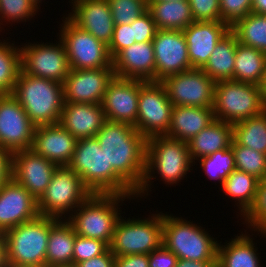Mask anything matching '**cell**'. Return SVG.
Masks as SVG:
<instances>
[{"label":"cell","mask_w":266,"mask_h":267,"mask_svg":"<svg viewBox=\"0 0 266 267\" xmlns=\"http://www.w3.org/2000/svg\"><path fill=\"white\" fill-rule=\"evenodd\" d=\"M12 154L0 145V190L12 178Z\"/></svg>","instance_id":"48"},{"label":"cell","mask_w":266,"mask_h":267,"mask_svg":"<svg viewBox=\"0 0 266 267\" xmlns=\"http://www.w3.org/2000/svg\"><path fill=\"white\" fill-rule=\"evenodd\" d=\"M155 57V82L193 69L183 31L157 30L152 40Z\"/></svg>","instance_id":"16"},{"label":"cell","mask_w":266,"mask_h":267,"mask_svg":"<svg viewBox=\"0 0 266 267\" xmlns=\"http://www.w3.org/2000/svg\"><path fill=\"white\" fill-rule=\"evenodd\" d=\"M217 261H194L186 259H178L176 267H215Z\"/></svg>","instance_id":"51"},{"label":"cell","mask_w":266,"mask_h":267,"mask_svg":"<svg viewBox=\"0 0 266 267\" xmlns=\"http://www.w3.org/2000/svg\"><path fill=\"white\" fill-rule=\"evenodd\" d=\"M260 180L246 172L235 169L225 180L221 190L234 200L241 219L255 203Z\"/></svg>","instance_id":"31"},{"label":"cell","mask_w":266,"mask_h":267,"mask_svg":"<svg viewBox=\"0 0 266 267\" xmlns=\"http://www.w3.org/2000/svg\"><path fill=\"white\" fill-rule=\"evenodd\" d=\"M115 267H149V254L116 256Z\"/></svg>","instance_id":"50"},{"label":"cell","mask_w":266,"mask_h":267,"mask_svg":"<svg viewBox=\"0 0 266 267\" xmlns=\"http://www.w3.org/2000/svg\"><path fill=\"white\" fill-rule=\"evenodd\" d=\"M231 31L239 43L266 53V15L251 12L232 26Z\"/></svg>","instance_id":"36"},{"label":"cell","mask_w":266,"mask_h":267,"mask_svg":"<svg viewBox=\"0 0 266 267\" xmlns=\"http://www.w3.org/2000/svg\"><path fill=\"white\" fill-rule=\"evenodd\" d=\"M57 39L56 44L42 41L21 43V71L64 84L71 68L64 43L60 38Z\"/></svg>","instance_id":"12"},{"label":"cell","mask_w":266,"mask_h":267,"mask_svg":"<svg viewBox=\"0 0 266 267\" xmlns=\"http://www.w3.org/2000/svg\"><path fill=\"white\" fill-rule=\"evenodd\" d=\"M7 253H6V243L4 237L0 235V267H7Z\"/></svg>","instance_id":"52"},{"label":"cell","mask_w":266,"mask_h":267,"mask_svg":"<svg viewBox=\"0 0 266 267\" xmlns=\"http://www.w3.org/2000/svg\"><path fill=\"white\" fill-rule=\"evenodd\" d=\"M96 138L112 167L135 191L144 180L147 139L126 123L107 120Z\"/></svg>","instance_id":"1"},{"label":"cell","mask_w":266,"mask_h":267,"mask_svg":"<svg viewBox=\"0 0 266 267\" xmlns=\"http://www.w3.org/2000/svg\"><path fill=\"white\" fill-rule=\"evenodd\" d=\"M50 233V217L39 215L7 230V263L19 266L46 267V249Z\"/></svg>","instance_id":"7"},{"label":"cell","mask_w":266,"mask_h":267,"mask_svg":"<svg viewBox=\"0 0 266 267\" xmlns=\"http://www.w3.org/2000/svg\"><path fill=\"white\" fill-rule=\"evenodd\" d=\"M57 165L32 149L13 152L12 178L38 200L47 186Z\"/></svg>","instance_id":"19"},{"label":"cell","mask_w":266,"mask_h":267,"mask_svg":"<svg viewBox=\"0 0 266 267\" xmlns=\"http://www.w3.org/2000/svg\"><path fill=\"white\" fill-rule=\"evenodd\" d=\"M39 9L31 0H0V32L4 30L1 25L4 26L5 23H11L12 26L13 23L20 24L27 20L29 22L37 15Z\"/></svg>","instance_id":"39"},{"label":"cell","mask_w":266,"mask_h":267,"mask_svg":"<svg viewBox=\"0 0 266 267\" xmlns=\"http://www.w3.org/2000/svg\"><path fill=\"white\" fill-rule=\"evenodd\" d=\"M106 121L101 104L64 102L59 124L79 140L96 137Z\"/></svg>","instance_id":"25"},{"label":"cell","mask_w":266,"mask_h":267,"mask_svg":"<svg viewBox=\"0 0 266 267\" xmlns=\"http://www.w3.org/2000/svg\"><path fill=\"white\" fill-rule=\"evenodd\" d=\"M233 141L266 154V111L232 125Z\"/></svg>","instance_id":"34"},{"label":"cell","mask_w":266,"mask_h":267,"mask_svg":"<svg viewBox=\"0 0 266 267\" xmlns=\"http://www.w3.org/2000/svg\"><path fill=\"white\" fill-rule=\"evenodd\" d=\"M115 24H131L148 9L146 0H107Z\"/></svg>","instance_id":"41"},{"label":"cell","mask_w":266,"mask_h":267,"mask_svg":"<svg viewBox=\"0 0 266 267\" xmlns=\"http://www.w3.org/2000/svg\"><path fill=\"white\" fill-rule=\"evenodd\" d=\"M116 256L108 248L103 254L79 262L75 267H115Z\"/></svg>","instance_id":"49"},{"label":"cell","mask_w":266,"mask_h":267,"mask_svg":"<svg viewBox=\"0 0 266 267\" xmlns=\"http://www.w3.org/2000/svg\"><path fill=\"white\" fill-rule=\"evenodd\" d=\"M237 37L230 30L216 45L202 68L213 81L232 80L234 75Z\"/></svg>","instance_id":"30"},{"label":"cell","mask_w":266,"mask_h":267,"mask_svg":"<svg viewBox=\"0 0 266 267\" xmlns=\"http://www.w3.org/2000/svg\"><path fill=\"white\" fill-rule=\"evenodd\" d=\"M262 82H266V68H265V75H264V79Z\"/></svg>","instance_id":"58"},{"label":"cell","mask_w":266,"mask_h":267,"mask_svg":"<svg viewBox=\"0 0 266 267\" xmlns=\"http://www.w3.org/2000/svg\"><path fill=\"white\" fill-rule=\"evenodd\" d=\"M77 139L61 124L37 126L31 149L57 166H68Z\"/></svg>","instance_id":"23"},{"label":"cell","mask_w":266,"mask_h":267,"mask_svg":"<svg viewBox=\"0 0 266 267\" xmlns=\"http://www.w3.org/2000/svg\"><path fill=\"white\" fill-rule=\"evenodd\" d=\"M69 3L72 9L65 15L75 25L109 46L115 23L107 0H69Z\"/></svg>","instance_id":"21"},{"label":"cell","mask_w":266,"mask_h":267,"mask_svg":"<svg viewBox=\"0 0 266 267\" xmlns=\"http://www.w3.org/2000/svg\"><path fill=\"white\" fill-rule=\"evenodd\" d=\"M12 95L36 127L60 122L64 106L63 84L20 71Z\"/></svg>","instance_id":"4"},{"label":"cell","mask_w":266,"mask_h":267,"mask_svg":"<svg viewBox=\"0 0 266 267\" xmlns=\"http://www.w3.org/2000/svg\"><path fill=\"white\" fill-rule=\"evenodd\" d=\"M140 80L114 76L102 100L106 119L135 126L138 115Z\"/></svg>","instance_id":"18"},{"label":"cell","mask_w":266,"mask_h":267,"mask_svg":"<svg viewBox=\"0 0 266 267\" xmlns=\"http://www.w3.org/2000/svg\"><path fill=\"white\" fill-rule=\"evenodd\" d=\"M147 4L158 30L183 31L194 22L188 0Z\"/></svg>","instance_id":"32"},{"label":"cell","mask_w":266,"mask_h":267,"mask_svg":"<svg viewBox=\"0 0 266 267\" xmlns=\"http://www.w3.org/2000/svg\"><path fill=\"white\" fill-rule=\"evenodd\" d=\"M265 68L266 53L237 42L232 80L260 86Z\"/></svg>","instance_id":"33"},{"label":"cell","mask_w":266,"mask_h":267,"mask_svg":"<svg viewBox=\"0 0 266 267\" xmlns=\"http://www.w3.org/2000/svg\"><path fill=\"white\" fill-rule=\"evenodd\" d=\"M7 267H35V266H19V265H10V264H8Z\"/></svg>","instance_id":"57"},{"label":"cell","mask_w":266,"mask_h":267,"mask_svg":"<svg viewBox=\"0 0 266 267\" xmlns=\"http://www.w3.org/2000/svg\"><path fill=\"white\" fill-rule=\"evenodd\" d=\"M214 120L213 108L173 106L170 127L165 136L189 142Z\"/></svg>","instance_id":"26"},{"label":"cell","mask_w":266,"mask_h":267,"mask_svg":"<svg viewBox=\"0 0 266 267\" xmlns=\"http://www.w3.org/2000/svg\"><path fill=\"white\" fill-rule=\"evenodd\" d=\"M125 199L135 200L134 196L121 194H91L66 220L75 234L101 240L110 246Z\"/></svg>","instance_id":"5"},{"label":"cell","mask_w":266,"mask_h":267,"mask_svg":"<svg viewBox=\"0 0 266 267\" xmlns=\"http://www.w3.org/2000/svg\"><path fill=\"white\" fill-rule=\"evenodd\" d=\"M173 104L160 82L140 80L137 131L146 139L165 135L171 123Z\"/></svg>","instance_id":"13"},{"label":"cell","mask_w":266,"mask_h":267,"mask_svg":"<svg viewBox=\"0 0 266 267\" xmlns=\"http://www.w3.org/2000/svg\"><path fill=\"white\" fill-rule=\"evenodd\" d=\"M232 141V124L215 119L205 129L187 142L194 166L196 160L202 157L209 156L223 149H229Z\"/></svg>","instance_id":"29"},{"label":"cell","mask_w":266,"mask_h":267,"mask_svg":"<svg viewBox=\"0 0 266 267\" xmlns=\"http://www.w3.org/2000/svg\"><path fill=\"white\" fill-rule=\"evenodd\" d=\"M231 30L223 21H194L183 30L192 68L202 69L217 43Z\"/></svg>","instance_id":"22"},{"label":"cell","mask_w":266,"mask_h":267,"mask_svg":"<svg viewBox=\"0 0 266 267\" xmlns=\"http://www.w3.org/2000/svg\"><path fill=\"white\" fill-rule=\"evenodd\" d=\"M136 43L131 24H115L112 41L108 46L109 54L113 59L121 50Z\"/></svg>","instance_id":"45"},{"label":"cell","mask_w":266,"mask_h":267,"mask_svg":"<svg viewBox=\"0 0 266 267\" xmlns=\"http://www.w3.org/2000/svg\"><path fill=\"white\" fill-rule=\"evenodd\" d=\"M38 8L42 4V0H31ZM45 1V0H44ZM41 3V4H40Z\"/></svg>","instance_id":"56"},{"label":"cell","mask_w":266,"mask_h":267,"mask_svg":"<svg viewBox=\"0 0 266 267\" xmlns=\"http://www.w3.org/2000/svg\"><path fill=\"white\" fill-rule=\"evenodd\" d=\"M193 166L187 142L165 135L147 138L145 176L142 185L135 192L134 198H147L148 192L152 191L151 186L154 182L152 180L157 179L158 175H160V181H163V184L168 187L177 185V183L179 185V182L193 170Z\"/></svg>","instance_id":"2"},{"label":"cell","mask_w":266,"mask_h":267,"mask_svg":"<svg viewBox=\"0 0 266 267\" xmlns=\"http://www.w3.org/2000/svg\"><path fill=\"white\" fill-rule=\"evenodd\" d=\"M262 181L266 184V173H265L264 178L262 179Z\"/></svg>","instance_id":"59"},{"label":"cell","mask_w":266,"mask_h":267,"mask_svg":"<svg viewBox=\"0 0 266 267\" xmlns=\"http://www.w3.org/2000/svg\"><path fill=\"white\" fill-rule=\"evenodd\" d=\"M263 111L260 86L234 80L216 82L213 105L215 119L233 125Z\"/></svg>","instance_id":"10"},{"label":"cell","mask_w":266,"mask_h":267,"mask_svg":"<svg viewBox=\"0 0 266 267\" xmlns=\"http://www.w3.org/2000/svg\"><path fill=\"white\" fill-rule=\"evenodd\" d=\"M242 231L231 241L218 244L217 266L218 267H263L259 258L258 247L248 232Z\"/></svg>","instance_id":"28"},{"label":"cell","mask_w":266,"mask_h":267,"mask_svg":"<svg viewBox=\"0 0 266 267\" xmlns=\"http://www.w3.org/2000/svg\"><path fill=\"white\" fill-rule=\"evenodd\" d=\"M252 12L266 14V0H252Z\"/></svg>","instance_id":"53"},{"label":"cell","mask_w":266,"mask_h":267,"mask_svg":"<svg viewBox=\"0 0 266 267\" xmlns=\"http://www.w3.org/2000/svg\"><path fill=\"white\" fill-rule=\"evenodd\" d=\"M114 76L113 67L71 69L63 84L64 102L101 104Z\"/></svg>","instance_id":"17"},{"label":"cell","mask_w":266,"mask_h":267,"mask_svg":"<svg viewBox=\"0 0 266 267\" xmlns=\"http://www.w3.org/2000/svg\"><path fill=\"white\" fill-rule=\"evenodd\" d=\"M91 194L69 166H57L49 185L37 200L39 214L66 219Z\"/></svg>","instance_id":"9"},{"label":"cell","mask_w":266,"mask_h":267,"mask_svg":"<svg viewBox=\"0 0 266 267\" xmlns=\"http://www.w3.org/2000/svg\"><path fill=\"white\" fill-rule=\"evenodd\" d=\"M149 214L143 219L120 217L109 246L115 256L150 254L162 245L163 213Z\"/></svg>","instance_id":"8"},{"label":"cell","mask_w":266,"mask_h":267,"mask_svg":"<svg viewBox=\"0 0 266 267\" xmlns=\"http://www.w3.org/2000/svg\"><path fill=\"white\" fill-rule=\"evenodd\" d=\"M157 30L156 23L148 10L133 21V33L136 43L152 41Z\"/></svg>","instance_id":"46"},{"label":"cell","mask_w":266,"mask_h":267,"mask_svg":"<svg viewBox=\"0 0 266 267\" xmlns=\"http://www.w3.org/2000/svg\"><path fill=\"white\" fill-rule=\"evenodd\" d=\"M92 194L135 196V190L112 168L96 137L79 139L68 165Z\"/></svg>","instance_id":"3"},{"label":"cell","mask_w":266,"mask_h":267,"mask_svg":"<svg viewBox=\"0 0 266 267\" xmlns=\"http://www.w3.org/2000/svg\"><path fill=\"white\" fill-rule=\"evenodd\" d=\"M252 12V0H220L221 21L230 28Z\"/></svg>","instance_id":"43"},{"label":"cell","mask_w":266,"mask_h":267,"mask_svg":"<svg viewBox=\"0 0 266 267\" xmlns=\"http://www.w3.org/2000/svg\"><path fill=\"white\" fill-rule=\"evenodd\" d=\"M115 76L155 82V57L152 41L134 43L113 59Z\"/></svg>","instance_id":"24"},{"label":"cell","mask_w":266,"mask_h":267,"mask_svg":"<svg viewBox=\"0 0 266 267\" xmlns=\"http://www.w3.org/2000/svg\"><path fill=\"white\" fill-rule=\"evenodd\" d=\"M37 200L13 178L0 190V235L39 216Z\"/></svg>","instance_id":"20"},{"label":"cell","mask_w":266,"mask_h":267,"mask_svg":"<svg viewBox=\"0 0 266 267\" xmlns=\"http://www.w3.org/2000/svg\"><path fill=\"white\" fill-rule=\"evenodd\" d=\"M231 148L236 169L251 174L261 181L266 173V154L236 144L234 141H232Z\"/></svg>","instance_id":"38"},{"label":"cell","mask_w":266,"mask_h":267,"mask_svg":"<svg viewBox=\"0 0 266 267\" xmlns=\"http://www.w3.org/2000/svg\"><path fill=\"white\" fill-rule=\"evenodd\" d=\"M251 234L257 232V236H264L266 239V184L261 180L257 189V196L254 205L249 212L242 218ZM248 226V227H247Z\"/></svg>","instance_id":"40"},{"label":"cell","mask_w":266,"mask_h":267,"mask_svg":"<svg viewBox=\"0 0 266 267\" xmlns=\"http://www.w3.org/2000/svg\"><path fill=\"white\" fill-rule=\"evenodd\" d=\"M2 40H0V95H7L12 94L21 71V52L20 45H15V41L11 43L8 38Z\"/></svg>","instance_id":"35"},{"label":"cell","mask_w":266,"mask_h":267,"mask_svg":"<svg viewBox=\"0 0 266 267\" xmlns=\"http://www.w3.org/2000/svg\"><path fill=\"white\" fill-rule=\"evenodd\" d=\"M109 246L98 239L86 238L76 234L73 253V266L77 263L103 254Z\"/></svg>","instance_id":"42"},{"label":"cell","mask_w":266,"mask_h":267,"mask_svg":"<svg viewBox=\"0 0 266 267\" xmlns=\"http://www.w3.org/2000/svg\"><path fill=\"white\" fill-rule=\"evenodd\" d=\"M63 19L57 36L64 43L71 69L113 67L105 43L75 25L67 16L64 15Z\"/></svg>","instance_id":"11"},{"label":"cell","mask_w":266,"mask_h":267,"mask_svg":"<svg viewBox=\"0 0 266 267\" xmlns=\"http://www.w3.org/2000/svg\"><path fill=\"white\" fill-rule=\"evenodd\" d=\"M36 126L19 101L12 95H0V145L12 153L31 149Z\"/></svg>","instance_id":"15"},{"label":"cell","mask_w":266,"mask_h":267,"mask_svg":"<svg viewBox=\"0 0 266 267\" xmlns=\"http://www.w3.org/2000/svg\"><path fill=\"white\" fill-rule=\"evenodd\" d=\"M177 256L163 244L149 254V267H176Z\"/></svg>","instance_id":"47"},{"label":"cell","mask_w":266,"mask_h":267,"mask_svg":"<svg viewBox=\"0 0 266 267\" xmlns=\"http://www.w3.org/2000/svg\"><path fill=\"white\" fill-rule=\"evenodd\" d=\"M75 231L66 219L50 217L46 267L73 266Z\"/></svg>","instance_id":"27"},{"label":"cell","mask_w":266,"mask_h":267,"mask_svg":"<svg viewBox=\"0 0 266 267\" xmlns=\"http://www.w3.org/2000/svg\"><path fill=\"white\" fill-rule=\"evenodd\" d=\"M200 163L206 177L213 181H218L222 187L224 180L236 169L234 153L232 148L217 151L209 156L196 160Z\"/></svg>","instance_id":"37"},{"label":"cell","mask_w":266,"mask_h":267,"mask_svg":"<svg viewBox=\"0 0 266 267\" xmlns=\"http://www.w3.org/2000/svg\"><path fill=\"white\" fill-rule=\"evenodd\" d=\"M197 224L163 213L162 244L178 259L217 261L219 241Z\"/></svg>","instance_id":"6"},{"label":"cell","mask_w":266,"mask_h":267,"mask_svg":"<svg viewBox=\"0 0 266 267\" xmlns=\"http://www.w3.org/2000/svg\"><path fill=\"white\" fill-rule=\"evenodd\" d=\"M181 0H148L147 3H159V2H176Z\"/></svg>","instance_id":"55"},{"label":"cell","mask_w":266,"mask_h":267,"mask_svg":"<svg viewBox=\"0 0 266 267\" xmlns=\"http://www.w3.org/2000/svg\"><path fill=\"white\" fill-rule=\"evenodd\" d=\"M194 21H221L220 0H188Z\"/></svg>","instance_id":"44"},{"label":"cell","mask_w":266,"mask_h":267,"mask_svg":"<svg viewBox=\"0 0 266 267\" xmlns=\"http://www.w3.org/2000/svg\"><path fill=\"white\" fill-rule=\"evenodd\" d=\"M173 106L213 108L215 85L202 69L193 68L160 82Z\"/></svg>","instance_id":"14"},{"label":"cell","mask_w":266,"mask_h":267,"mask_svg":"<svg viewBox=\"0 0 266 267\" xmlns=\"http://www.w3.org/2000/svg\"><path fill=\"white\" fill-rule=\"evenodd\" d=\"M260 89H261L262 105H263L264 111H266V82H262L260 84Z\"/></svg>","instance_id":"54"}]
</instances>
